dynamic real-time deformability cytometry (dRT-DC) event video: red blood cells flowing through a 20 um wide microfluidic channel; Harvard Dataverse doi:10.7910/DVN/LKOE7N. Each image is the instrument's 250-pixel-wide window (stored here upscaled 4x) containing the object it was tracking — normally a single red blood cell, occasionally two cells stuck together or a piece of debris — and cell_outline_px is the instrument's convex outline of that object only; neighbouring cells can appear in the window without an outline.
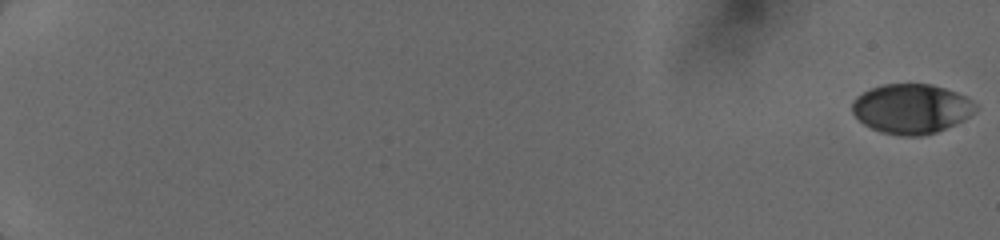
{"species": "human", "species_latin": "Homo sapiens", "temperature_condition": "cold", "stored_images_in_passage": 18, "camera_frame_rate_fps": 3000, "um_per_image_px": 0.085, "donor": {"sex": "female"}, "frame": {"image": 1, "passage_image": 1, "time_ms": 0.0, "image_size_px": [1000, 240], "cell_outline_px": [[976, 108], [964, 120], [956, 124], [936, 132], [920, 136], [900, 136], [880, 132], [864, 124], [852, 112], [852, 100], [856, 96], [872, 88], [884, 84], [932, 84], [956, 92], [964, 96], [976, 104]], "centroid_in_image_um": [77.45, 9.25], "position_along_channel_um": 7.6, "area_um2": 35.55}}
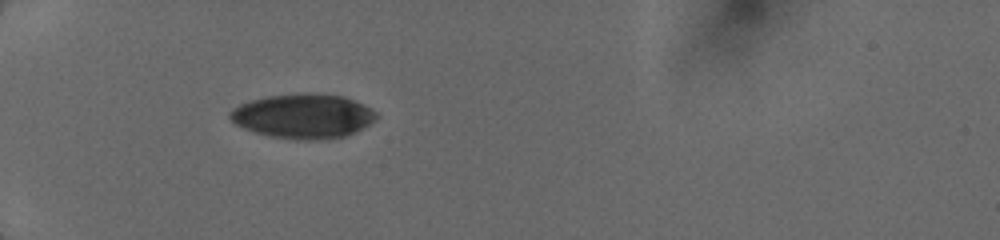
{"frame": {"image": 2, "passage_image": 16, "time_ms": 6.333, "image_size_px": [1000, 240], "cell_outline_px": [[380, 116], [356, 132], [344, 136], [312, 140], [296, 140], [272, 136], [256, 132], [244, 128], [236, 124], [228, 116], [228, 112], [232, 108], [240, 104], [252, 100], [268, 96], [300, 92], [312, 92], [344, 96], [376, 112]], "centroid_in_image_um": [25.75, 9.85], "position_along_channel_um": 59.3, "area_um2": 37.86}}
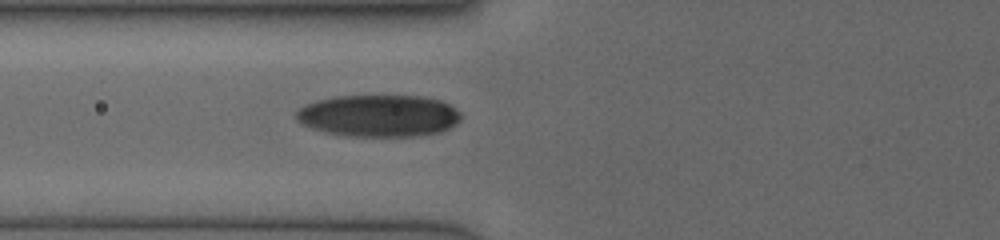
{"frame": {"image": 3, "passage_image": 18, "time_ms": 7.667, "image_size_px": [1000, 240], "cell_outline_px": [[460, 120], [456, 124], [440, 132], [420, 136], [348, 136], [324, 132], [312, 128], [296, 120], [296, 112], [304, 104], [316, 100], [336, 96], [424, 96], [440, 100], [456, 108], [460, 112]], "centroid_in_image_um": [32.2, 9.84], "position_along_channel_um": 93.6, "area_um2": 40.46}}